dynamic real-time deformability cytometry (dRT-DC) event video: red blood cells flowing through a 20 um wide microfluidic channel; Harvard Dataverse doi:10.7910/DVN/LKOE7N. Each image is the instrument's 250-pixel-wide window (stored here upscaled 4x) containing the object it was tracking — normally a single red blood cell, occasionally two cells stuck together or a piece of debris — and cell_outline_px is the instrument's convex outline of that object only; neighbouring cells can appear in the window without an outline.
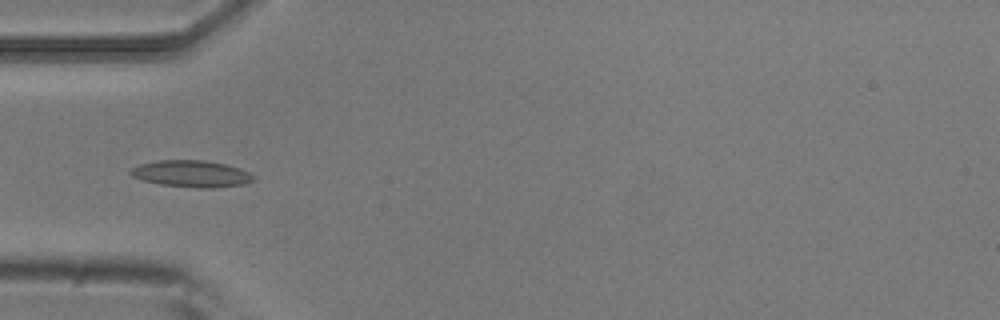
{"species": "common noctule bat (a hibernating species)", "species_latin": "Nyctalus noctula", "temperature_condition": "room temperature", "stored_images_in_passage": 7, "camera_frame_rate_fps": 3000, "um_per_image_px": 0.085, "animal": {"sex": "male", "body_mass_g": 20.5, "forearm_length_mm": 52.5}, "frame": {"image": 1, "passage_image": 4, "time_ms": 1.0, "image_size_px": [1000, 320], "cell_outline_px": [[256, 180], [244, 184], [216, 188], [196, 188], [160, 184], [144, 180], [132, 176], [128, 172], [132, 168], [140, 164], [156, 160], [204, 160], [224, 164], [240, 168], [256, 176]], "centroid_in_image_um": [16.31, 14.77], "position_along_channel_um": 68.7, "area_um2": 19.25}}
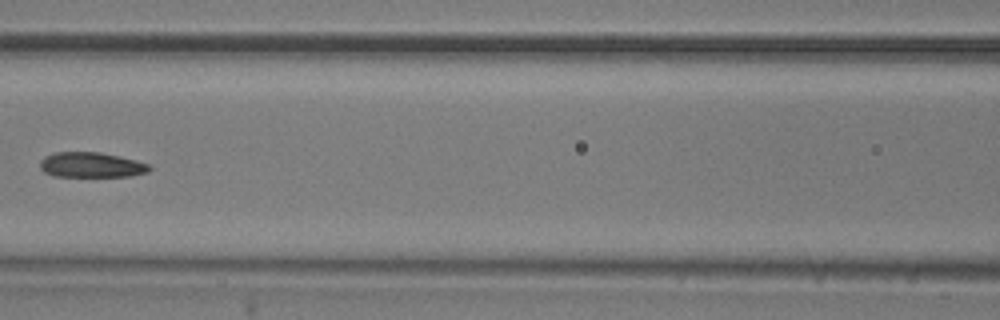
{"frame": {"image": 2, "passage_image": 6, "time_ms": 1.667, "image_size_px": [1000, 320], "cell_outline_px": [[152, 168], [148, 172], [132, 176], [52, 176], [44, 172], [40, 168], [40, 160], [44, 156], [56, 152], [100, 152], [120, 156], [136, 160], [148, 164]], "centroid_in_image_um": [7.75, 14.01], "position_along_channel_um": 158.8, "area_um2": 16.13}}
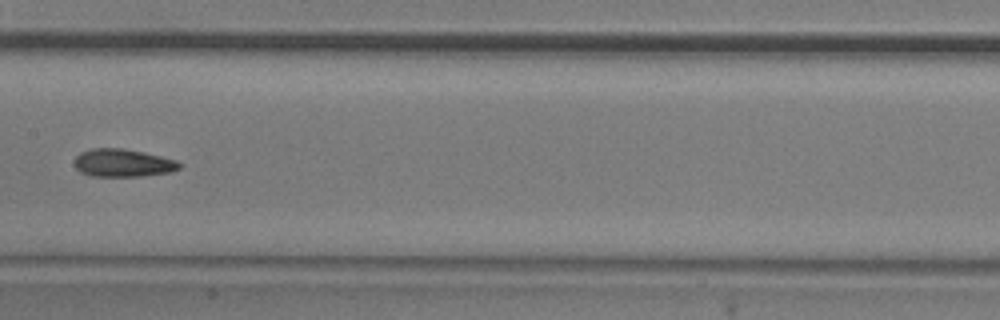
{"frame": {"image": 3, "passage_image": 7, "time_ms": 2.0, "image_size_px": [1000, 320], "cell_outline_px": [[184, 164], [180, 168], [172, 172], [140, 176], [88, 176], [80, 172], [76, 168], [76, 156], [80, 152], [92, 148], [124, 148], [144, 152], [176, 160]], "centroid_in_image_um": [10.47, 13.85], "position_along_channel_um": 196.9, "area_um2": 17.17}}